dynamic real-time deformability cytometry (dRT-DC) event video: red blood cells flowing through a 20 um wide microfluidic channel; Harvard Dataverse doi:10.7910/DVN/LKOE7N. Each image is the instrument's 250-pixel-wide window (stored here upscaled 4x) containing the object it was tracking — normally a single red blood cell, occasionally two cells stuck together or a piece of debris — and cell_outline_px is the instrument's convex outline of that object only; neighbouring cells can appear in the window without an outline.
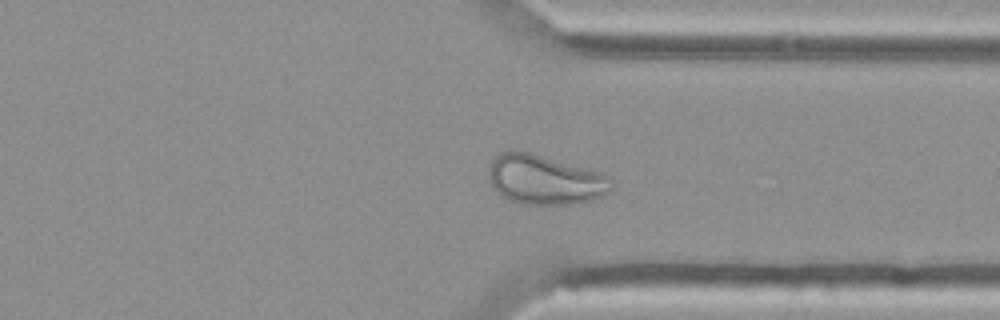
{"species": "Egyptian fruit bat (a non-hibernating species)", "species_latin": "Rousettus aegyptiacus", "temperature_condition": "cold", "stored_images_in_passage": 46, "camera_frame_rate_fps": 3000, "um_per_image_px": 0.085, "animal": {"sex": "female"}, "frame": {"image": 1, "passage_image": 33, "time_ms": 10.667, "image_size_px": [1000, 320], "cell_outline_px": [[612, 188], [600, 196], [588, 200], [572, 204], [520, 204], [508, 200], [492, 188], [488, 176], [488, 168], [492, 160], [500, 152], [508, 148], [532, 152], [588, 168], [600, 172], [608, 176], [612, 180]], "centroid_in_image_um": [46.24, 15.24], "position_along_channel_um": 365.2, "area_um2": 35.89}}